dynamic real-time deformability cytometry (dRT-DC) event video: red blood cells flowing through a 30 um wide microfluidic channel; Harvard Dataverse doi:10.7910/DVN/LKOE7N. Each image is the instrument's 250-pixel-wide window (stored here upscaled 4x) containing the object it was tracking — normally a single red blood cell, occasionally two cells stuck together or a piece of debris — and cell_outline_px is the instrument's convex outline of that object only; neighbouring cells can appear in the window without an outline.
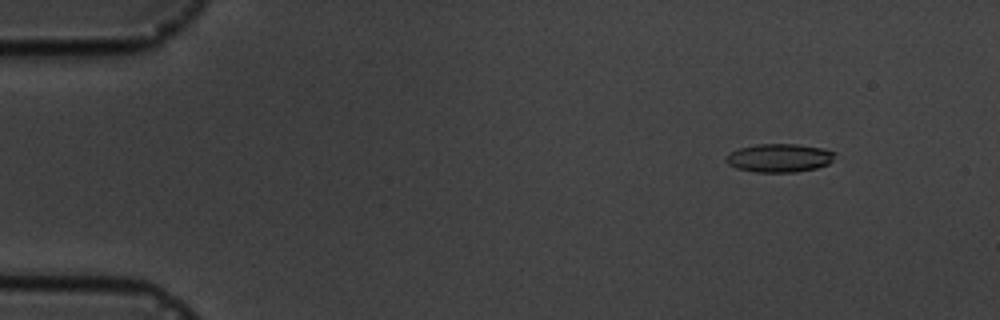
{"species": "common noctule bat (a hibernating species)", "species_latin": "Nyctalus noctula", "temperature_condition": "cold", "stored_images_in_passage": 5, "camera_frame_rate_fps": 3000, "um_per_image_px": 0.085, "animal": {"sex": "male", "body_mass_g": 19.5, "forearm_length_mm": 54.6}, "frame": {"image": 1, "passage_image": 2, "time_ms": 1.333, "image_size_px": [1000, 320], "cell_outline_px": [[836, 152], [832, 160], [828, 164], [816, 168], [796, 172], [756, 172], [736, 168], [728, 164], [724, 160], [724, 156], [740, 148], [756, 144], [796, 144], [824, 148]], "centroid_in_image_um": [66.24, 13.42], "position_along_channel_um": 18.8, "area_um2": 18.09}}
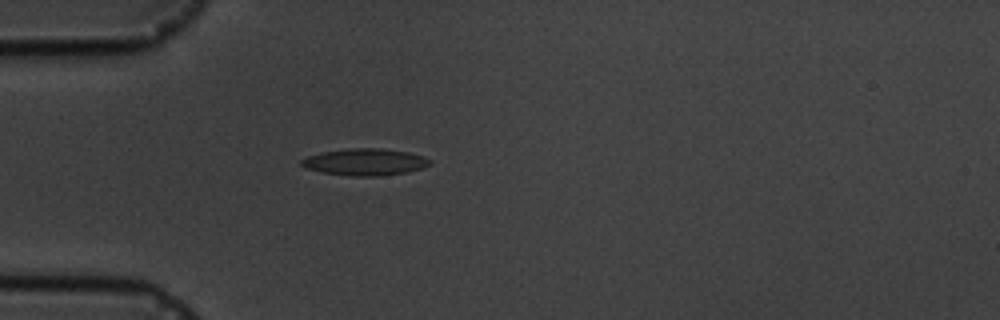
{"frame": {"image": 2, "passage_image": 5, "time_ms": 4.667, "image_size_px": [1000, 320], "cell_outline_px": [[432, 164], [424, 168], [408, 172], [376, 176], [352, 176], [320, 172], [304, 168], [300, 164], [300, 160], [308, 156], [320, 152], [348, 148], [380, 148], [408, 152], [424, 156], [432, 160]], "centroid_in_image_um": [31.03, 13.77], "position_along_channel_um": 54.0, "area_um2": 20.35}}